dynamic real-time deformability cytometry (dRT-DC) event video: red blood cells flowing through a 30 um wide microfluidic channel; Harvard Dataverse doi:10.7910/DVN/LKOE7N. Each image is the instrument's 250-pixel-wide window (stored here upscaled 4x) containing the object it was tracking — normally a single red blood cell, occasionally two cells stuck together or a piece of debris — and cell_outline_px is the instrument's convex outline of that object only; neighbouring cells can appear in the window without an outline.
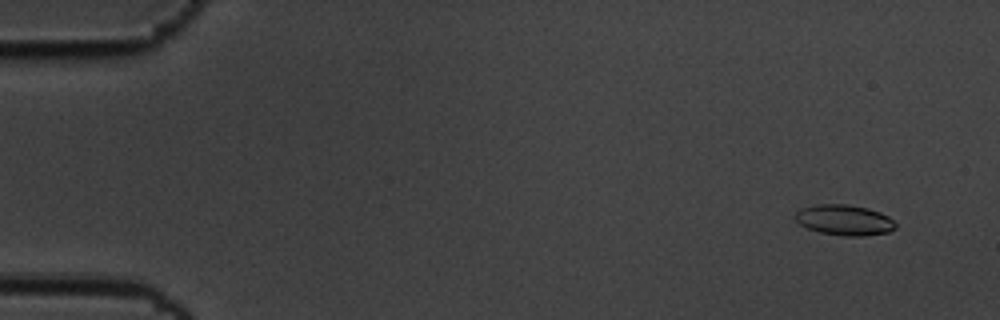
{"species": "common noctule bat (a hibernating species)", "species_latin": "Nyctalus noctula", "temperature_condition": "cold", "stored_images_in_passage": 58, "camera_frame_rate_fps": 3000, "um_per_image_px": 0.085, "animal": {"sex": "male", "body_mass_g": 19.5, "forearm_length_mm": 54.6}, "frame": {"image": 1, "passage_image": 4, "time_ms": 1.0, "image_size_px": [1000, 320], "cell_outline_px": [[896, 228], [888, 232], [864, 236], [844, 236], [820, 232], [808, 228], [800, 224], [792, 216], [800, 208], [820, 204], [848, 204], [868, 208], [880, 212], [888, 216], [896, 224]], "centroid_in_image_um": [71.76, 18.7], "position_along_channel_um": 13.2, "area_um2": 17.92}}
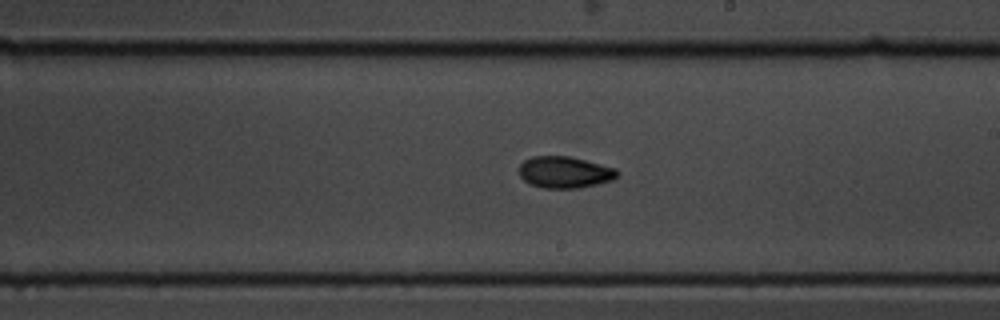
{"frame": {"image": 2, "passage_image": 34, "time_ms": 11.0, "image_size_px": [1000, 320], "cell_outline_px": [[620, 172], [612, 180], [580, 188], [544, 188], [532, 184], [524, 180], [520, 176], [520, 164], [524, 160], [532, 156], [568, 156], [616, 168]], "centroid_in_image_um": [48.0, 14.64], "position_along_channel_um": 241.0, "area_um2": 17.92}}
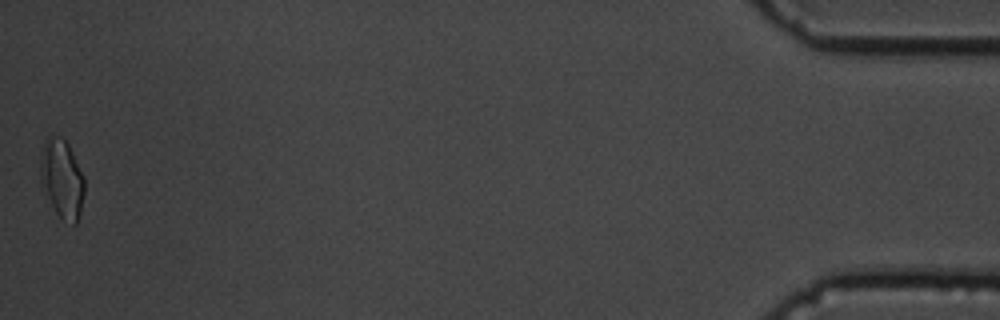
{"frame": {"image": 3, "passage_image": 58, "time_ms": 19.0, "image_size_px": [1000, 320], "cell_outline_px": [[84, 192], [80, 212], [76, 224], [72, 224], [60, 216], [56, 212], [40, 180], [40, 160], [44, 144], [48, 136], [60, 136], [68, 144], [84, 176]], "centroid_in_image_um": [5.28, 15.17], "position_along_channel_um": 429.9, "area_um2": 19.71}, "authors_computed_cell_mechanics": {"area_um2": 17.8891, "velocity_mm_per_s": 3.4838, "shape_relaxation_time_tau1_ms": 5.2087, "shape_relaxation_time_tau2_ms": 2.1145, "deformation_change_tau1": 0.1563, "deformation_change_tau2": 0.0641}}